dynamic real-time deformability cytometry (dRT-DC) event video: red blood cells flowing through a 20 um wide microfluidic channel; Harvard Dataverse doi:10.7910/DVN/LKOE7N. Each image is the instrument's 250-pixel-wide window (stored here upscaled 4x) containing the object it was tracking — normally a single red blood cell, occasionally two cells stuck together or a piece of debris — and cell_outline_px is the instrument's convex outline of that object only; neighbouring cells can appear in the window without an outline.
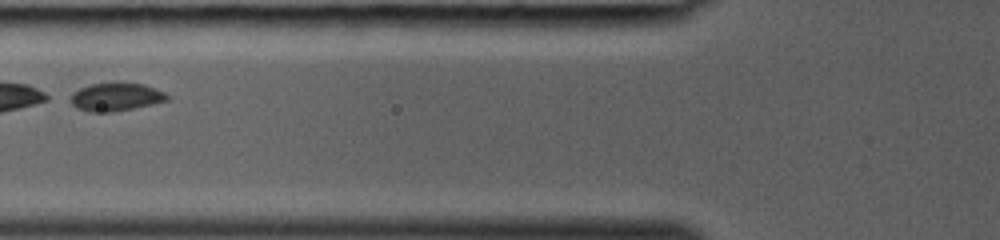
{"species": "common noctule bat (a hibernating species)", "species_latin": "Nyctalus noctula", "temperature_condition": "room temperature", "stored_images_in_passage": 26, "segment_of_instrument_passage": [2, 2], "camera_frame_rate_fps": 3000, "um_per_image_px": 0.085, "animal": {"sex": "female", "body_mass_g": 19.0, "forearm_length_mm": 53.3}, "frame": {"image": 1, "passage_image": 8, "time_ms": 2.333, "image_size_px": [1000, 240], "cell_outline_px": [[168, 100], [152, 104], [112, 112], [88, 112], [76, 108], [72, 104], [72, 92], [80, 88], [92, 84], [144, 84], [156, 88], [164, 92], [168, 96]], "centroid_in_image_um": [9.84, 8.26], "position_along_channel_um": 116.0, "area_um2": 15.43}}
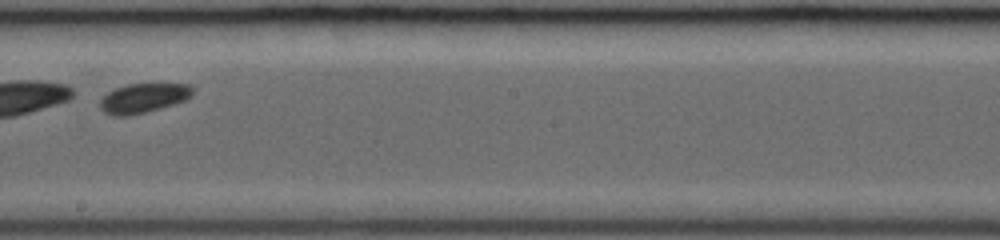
{"frame": {"image": 2, "passage_image": 15, "time_ms": 4.667, "image_size_px": [1000, 240], "cell_outline_px": [[192, 96], [184, 100], [160, 108], [128, 116], [112, 116], [104, 112], [100, 108], [100, 100], [108, 92], [116, 88], [128, 84], [188, 84], [192, 88]], "centroid_in_image_um": [12.15, 8.34], "position_along_channel_um": 236.1, "area_um2": 15.66}}
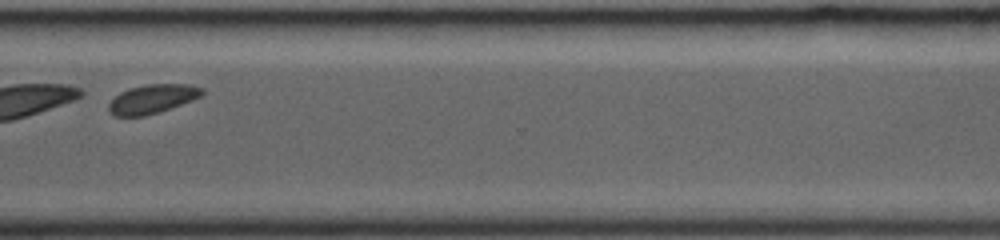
{"frame": {"image": 3, "passage_image": 22, "time_ms": 7.0, "image_size_px": [1000, 240], "cell_outline_px": [[204, 92], [200, 96], [192, 100], [160, 112], [144, 116], [116, 116], [108, 108], [108, 104], [120, 92], [128, 88], [148, 84], [188, 84], [204, 88]], "centroid_in_image_um": [12.97, 8.4], "position_along_channel_um": 357.6, "area_um2": 15.66}}